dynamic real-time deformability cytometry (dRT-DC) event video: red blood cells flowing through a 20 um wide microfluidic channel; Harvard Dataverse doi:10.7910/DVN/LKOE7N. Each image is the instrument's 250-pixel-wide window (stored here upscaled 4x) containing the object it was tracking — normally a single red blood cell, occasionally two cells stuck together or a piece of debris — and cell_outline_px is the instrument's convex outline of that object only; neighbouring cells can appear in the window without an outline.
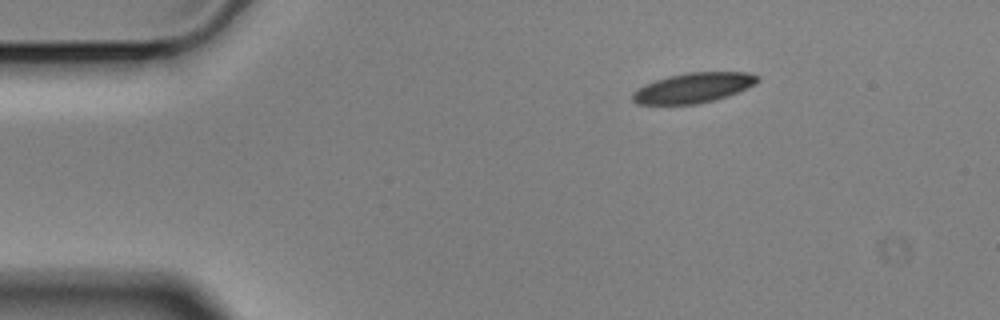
{"species": "Egyptian fruit bat (a non-hibernating species)", "species_latin": "Rousettus aegyptiacus", "temperature_condition": "cold", "stored_images_in_passage": 49, "camera_frame_rate_fps": 3000, "um_per_image_px": 0.085, "animal": {"sex": "male"}, "frame": {"image": 1, "passage_image": 1, "time_ms": 0.0, "image_size_px": [1000, 320], "cell_outline_px": [[760, 80], [756, 84], [728, 96], [716, 100], [696, 104], [636, 104], [632, 100], [632, 92], [644, 84], [668, 76], [688, 72], [748, 72], [760, 76]], "centroid_in_image_um": [58.95, 7.46], "position_along_channel_um": 26.0, "area_um2": 22.02}}
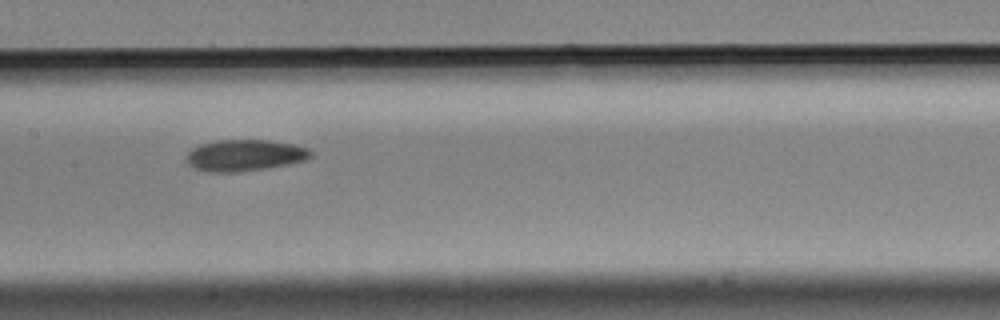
{"frame": {"image": 2, "passage_image": 20, "time_ms": 6.333, "image_size_px": [1000, 320], "cell_outline_px": [[312, 156], [304, 160], [288, 164], [240, 172], [204, 172], [196, 168], [184, 156], [192, 148], [200, 144], [216, 140], [268, 140], [296, 144], [308, 148], [312, 152]], "centroid_in_image_um": [20.81, 13.19], "position_along_channel_um": 186.6, "area_um2": 22.77}}
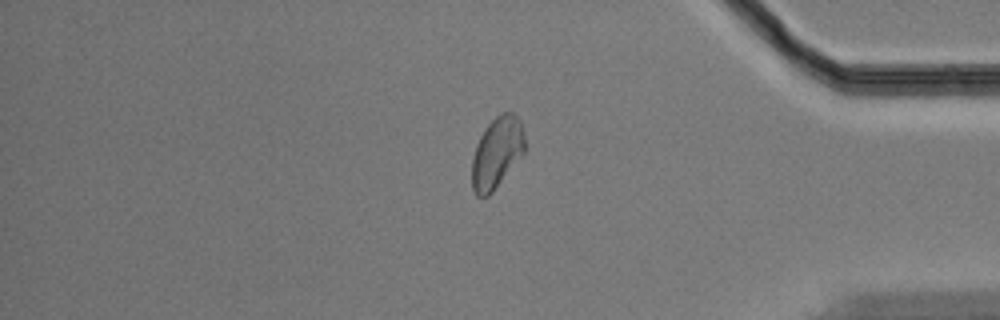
{"frame": {"image": 3, "passage_image": 40, "time_ms": 13.0, "image_size_px": [1000, 320], "cell_outline_px": [[524, 152], [492, 192], [488, 196], [476, 196], [472, 188], [472, 160], [476, 144], [484, 128], [500, 112], [512, 112], [520, 120], [524, 136]], "centroid_in_image_um": [42.21, 12.96], "position_along_channel_um": 393.0, "area_um2": 21.68}, "authors_computed_cell_mechanics": {"area_um2": 22.6576, "velocity_mm_per_s": 3.4893, "shape_relaxation_time_tau1_ms": 4.6371, "shape_relaxation_time_tau2_ms": 4.1066, "deformation_change_tau1": 0.0962, "deformation_change_tau2": 0.0945}}